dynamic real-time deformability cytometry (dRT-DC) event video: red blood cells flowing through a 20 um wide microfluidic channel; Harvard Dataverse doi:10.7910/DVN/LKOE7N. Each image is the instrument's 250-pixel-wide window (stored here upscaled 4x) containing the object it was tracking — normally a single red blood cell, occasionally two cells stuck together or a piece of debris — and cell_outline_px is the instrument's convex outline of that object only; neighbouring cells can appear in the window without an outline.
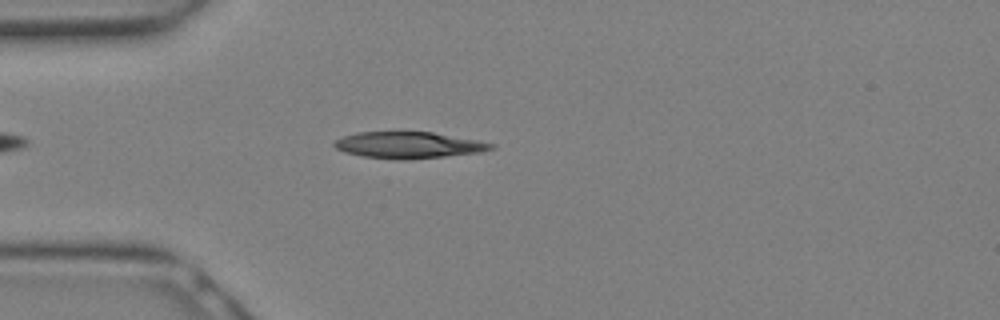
{"species": "Egyptian fruit bat (a non-hibernating species)", "species_latin": "Rousettus aegyptiacus", "temperature_condition": "warm", "stored_images_in_passage": 15, "camera_frame_rate_fps": 3000, "um_per_image_px": 0.085, "animal": {"sex": "female"}, "frame": {"image": 1, "passage_image": 4, "time_ms": 1.0, "image_size_px": [1000, 320], "cell_outline_px": [[496, 148], [480, 152], [444, 156], [404, 160], [396, 160], [364, 156], [344, 152], [336, 148], [332, 144], [336, 140], [344, 136], [356, 132], [432, 132], [476, 140], [496, 144]], "centroid_in_image_um": [34.72, 12.33], "position_along_channel_um": 50.3, "area_um2": 24.04}}
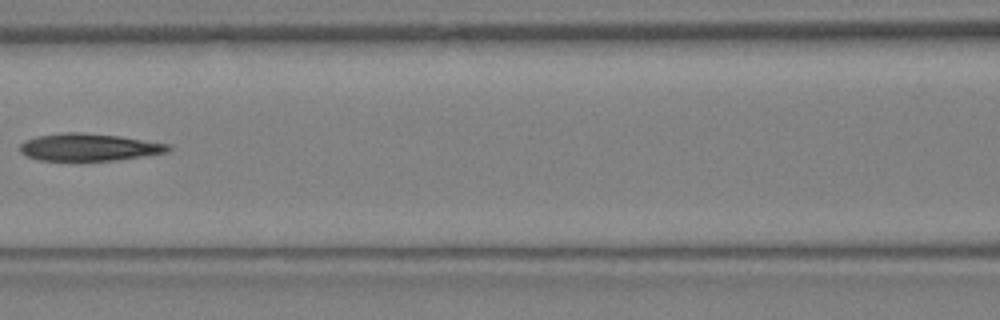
{"frame": {"image": 2, "passage_image": 9, "time_ms": 2.667, "image_size_px": [1000, 320], "cell_outline_px": [[172, 148], [168, 152], [116, 160], [40, 160], [28, 156], [20, 152], [20, 144], [24, 140], [36, 136], [60, 132], [84, 132], [120, 136], [172, 144]], "centroid_in_image_um": [7.58, 12.49], "position_along_channel_um": 159.0, "area_um2": 23.76}}
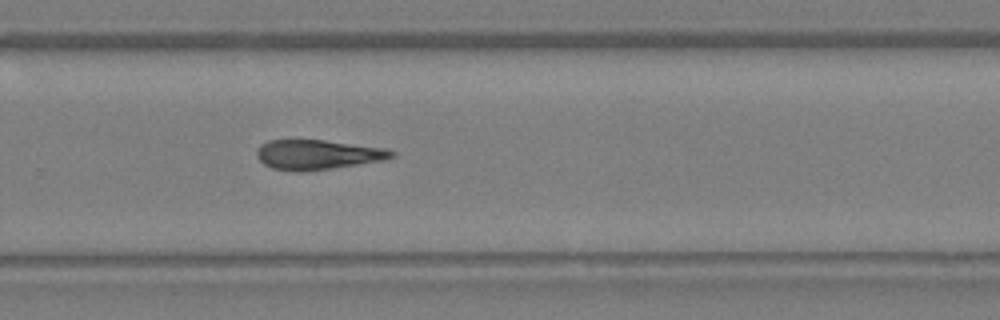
{"frame": {"image": 3, "passage_image": 15, "time_ms": 4.667, "image_size_px": [1000, 320], "cell_outline_px": [[396, 156], [384, 160], [300, 172], [296, 172], [272, 168], [264, 164], [256, 156], [256, 152], [260, 144], [268, 140], [324, 140], [388, 148], [396, 152]], "centroid_in_image_um": [27.0, 13.13], "position_along_channel_um": 302.8, "area_um2": 23.35}}